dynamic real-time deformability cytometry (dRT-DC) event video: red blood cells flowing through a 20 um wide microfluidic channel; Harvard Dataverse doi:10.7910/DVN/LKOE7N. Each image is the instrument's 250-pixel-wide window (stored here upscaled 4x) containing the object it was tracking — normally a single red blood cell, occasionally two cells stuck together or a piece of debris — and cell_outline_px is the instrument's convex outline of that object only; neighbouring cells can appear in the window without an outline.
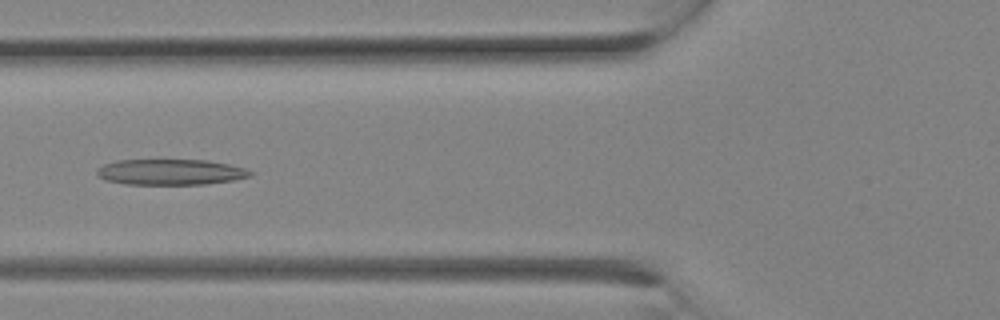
{"species": "Egyptian fruit bat (a non-hibernating species)", "species_latin": "Rousettus aegyptiacus", "temperature_condition": "room temperature", "stored_images_in_passage": 10, "camera_frame_rate_fps": 3000, "um_per_image_px": 0.085, "animal": {"sex": "female"}, "frame": {"image": 1, "passage_image": 9, "time_ms": 2.667, "image_size_px": [1000, 320], "cell_outline_px": [[256, 172], [252, 176], [232, 180], [204, 184], [128, 184], [104, 180], [96, 176], [96, 168], [104, 164], [116, 160], [208, 160], [228, 164], [244, 168]], "centroid_in_image_um": [14.47, 14.62], "position_along_channel_um": 111.3, "area_um2": 23.12}}